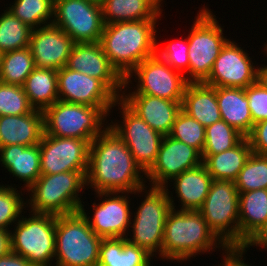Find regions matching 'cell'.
<instances>
[{"label": "cell", "mask_w": 267, "mask_h": 266, "mask_svg": "<svg viewBox=\"0 0 267 266\" xmlns=\"http://www.w3.org/2000/svg\"><path fill=\"white\" fill-rule=\"evenodd\" d=\"M145 180L146 173L109 126L91 141L86 187L94 192L133 193L147 185Z\"/></svg>", "instance_id": "1"}, {"label": "cell", "mask_w": 267, "mask_h": 266, "mask_svg": "<svg viewBox=\"0 0 267 266\" xmlns=\"http://www.w3.org/2000/svg\"><path fill=\"white\" fill-rule=\"evenodd\" d=\"M159 21L161 19L105 24L100 44L112 66L124 79L141 62L156 55Z\"/></svg>", "instance_id": "2"}, {"label": "cell", "mask_w": 267, "mask_h": 266, "mask_svg": "<svg viewBox=\"0 0 267 266\" xmlns=\"http://www.w3.org/2000/svg\"><path fill=\"white\" fill-rule=\"evenodd\" d=\"M226 246L209 229L204 217L195 210L171 209L164 225L161 260L180 264Z\"/></svg>", "instance_id": "3"}, {"label": "cell", "mask_w": 267, "mask_h": 266, "mask_svg": "<svg viewBox=\"0 0 267 266\" xmlns=\"http://www.w3.org/2000/svg\"><path fill=\"white\" fill-rule=\"evenodd\" d=\"M86 173L87 171H69L41 174L26 190V195H29L26 196L28 212L54 216L78 212L81 205L86 203L82 198L84 189L87 188Z\"/></svg>", "instance_id": "4"}, {"label": "cell", "mask_w": 267, "mask_h": 266, "mask_svg": "<svg viewBox=\"0 0 267 266\" xmlns=\"http://www.w3.org/2000/svg\"><path fill=\"white\" fill-rule=\"evenodd\" d=\"M133 194L135 196L138 194L137 197H142V200L139 202L141 204L136 206V211L132 212L131 229H129L126 239L144 248L154 257V261L157 256L161 261L164 225L167 215L172 209L168 192L165 187H149L147 185Z\"/></svg>", "instance_id": "5"}, {"label": "cell", "mask_w": 267, "mask_h": 266, "mask_svg": "<svg viewBox=\"0 0 267 266\" xmlns=\"http://www.w3.org/2000/svg\"><path fill=\"white\" fill-rule=\"evenodd\" d=\"M113 107H91L62 100L43 110L44 134L76 138L89 143L109 125ZM112 111V112H111Z\"/></svg>", "instance_id": "6"}, {"label": "cell", "mask_w": 267, "mask_h": 266, "mask_svg": "<svg viewBox=\"0 0 267 266\" xmlns=\"http://www.w3.org/2000/svg\"><path fill=\"white\" fill-rule=\"evenodd\" d=\"M194 20L187 34L189 70L184 76L189 83H200L209 77L216 58L230 38L224 36L223 24H219L207 5L199 8Z\"/></svg>", "instance_id": "7"}, {"label": "cell", "mask_w": 267, "mask_h": 266, "mask_svg": "<svg viewBox=\"0 0 267 266\" xmlns=\"http://www.w3.org/2000/svg\"><path fill=\"white\" fill-rule=\"evenodd\" d=\"M102 239L80 211L56 216L54 266H96Z\"/></svg>", "instance_id": "8"}, {"label": "cell", "mask_w": 267, "mask_h": 266, "mask_svg": "<svg viewBox=\"0 0 267 266\" xmlns=\"http://www.w3.org/2000/svg\"><path fill=\"white\" fill-rule=\"evenodd\" d=\"M25 212L11 229V251L33 266H54L56 216Z\"/></svg>", "instance_id": "9"}, {"label": "cell", "mask_w": 267, "mask_h": 266, "mask_svg": "<svg viewBox=\"0 0 267 266\" xmlns=\"http://www.w3.org/2000/svg\"><path fill=\"white\" fill-rule=\"evenodd\" d=\"M198 211L225 246H239V192L235 181L213 180Z\"/></svg>", "instance_id": "10"}, {"label": "cell", "mask_w": 267, "mask_h": 266, "mask_svg": "<svg viewBox=\"0 0 267 266\" xmlns=\"http://www.w3.org/2000/svg\"><path fill=\"white\" fill-rule=\"evenodd\" d=\"M188 83L183 74L172 69L156 54L141 62L126 77L122 94H146L182 102Z\"/></svg>", "instance_id": "11"}, {"label": "cell", "mask_w": 267, "mask_h": 266, "mask_svg": "<svg viewBox=\"0 0 267 266\" xmlns=\"http://www.w3.org/2000/svg\"><path fill=\"white\" fill-rule=\"evenodd\" d=\"M116 106L121 119H109L108 126L126 144L134 160L146 173L155 163L164 136L151 128L120 98L115 101L113 109Z\"/></svg>", "instance_id": "12"}, {"label": "cell", "mask_w": 267, "mask_h": 266, "mask_svg": "<svg viewBox=\"0 0 267 266\" xmlns=\"http://www.w3.org/2000/svg\"><path fill=\"white\" fill-rule=\"evenodd\" d=\"M94 194L98 200H94L92 207H89L92 210L86 212L87 206L84 203L79 210L87 219L93 232L102 238H126L132 212H134L131 209L134 207V202L131 205L130 194L132 193L95 192ZM89 212L92 214L89 215Z\"/></svg>", "instance_id": "13"}, {"label": "cell", "mask_w": 267, "mask_h": 266, "mask_svg": "<svg viewBox=\"0 0 267 266\" xmlns=\"http://www.w3.org/2000/svg\"><path fill=\"white\" fill-rule=\"evenodd\" d=\"M52 23L74 43L100 42L105 26L101 5L87 0H54Z\"/></svg>", "instance_id": "14"}, {"label": "cell", "mask_w": 267, "mask_h": 266, "mask_svg": "<svg viewBox=\"0 0 267 266\" xmlns=\"http://www.w3.org/2000/svg\"><path fill=\"white\" fill-rule=\"evenodd\" d=\"M230 39L216 58L209 77L203 82L211 87L243 88L260 79L259 63L253 61L249 51ZM241 46V47H240ZM255 62V63H253Z\"/></svg>", "instance_id": "15"}, {"label": "cell", "mask_w": 267, "mask_h": 266, "mask_svg": "<svg viewBox=\"0 0 267 266\" xmlns=\"http://www.w3.org/2000/svg\"><path fill=\"white\" fill-rule=\"evenodd\" d=\"M41 174L87 171L90 143L43 134L39 143Z\"/></svg>", "instance_id": "16"}, {"label": "cell", "mask_w": 267, "mask_h": 266, "mask_svg": "<svg viewBox=\"0 0 267 266\" xmlns=\"http://www.w3.org/2000/svg\"><path fill=\"white\" fill-rule=\"evenodd\" d=\"M202 164L201 154L169 135L164 136L153 166L146 172L149 186L165 187L174 177Z\"/></svg>", "instance_id": "17"}, {"label": "cell", "mask_w": 267, "mask_h": 266, "mask_svg": "<svg viewBox=\"0 0 267 266\" xmlns=\"http://www.w3.org/2000/svg\"><path fill=\"white\" fill-rule=\"evenodd\" d=\"M66 67L99 79L117 98L125 79L112 66L100 42L74 43Z\"/></svg>", "instance_id": "18"}, {"label": "cell", "mask_w": 267, "mask_h": 266, "mask_svg": "<svg viewBox=\"0 0 267 266\" xmlns=\"http://www.w3.org/2000/svg\"><path fill=\"white\" fill-rule=\"evenodd\" d=\"M59 100L91 107H113L118 99L99 79L71 70L57 71Z\"/></svg>", "instance_id": "19"}, {"label": "cell", "mask_w": 267, "mask_h": 266, "mask_svg": "<svg viewBox=\"0 0 267 266\" xmlns=\"http://www.w3.org/2000/svg\"><path fill=\"white\" fill-rule=\"evenodd\" d=\"M73 44L72 38L53 23L32 29L29 49L35 68L58 71L65 67Z\"/></svg>", "instance_id": "20"}, {"label": "cell", "mask_w": 267, "mask_h": 266, "mask_svg": "<svg viewBox=\"0 0 267 266\" xmlns=\"http://www.w3.org/2000/svg\"><path fill=\"white\" fill-rule=\"evenodd\" d=\"M120 99L151 128L163 136L170 134L182 102L146 94H121Z\"/></svg>", "instance_id": "21"}, {"label": "cell", "mask_w": 267, "mask_h": 266, "mask_svg": "<svg viewBox=\"0 0 267 266\" xmlns=\"http://www.w3.org/2000/svg\"><path fill=\"white\" fill-rule=\"evenodd\" d=\"M212 181L213 178L207 172L203 164L194 169L186 170L180 175L174 177L165 186L171 202V207L176 210L198 211L203 206ZM172 185L173 187L171 189L174 188L176 194L174 193V190L170 191L168 189ZM172 194H175L176 197ZM175 200H179L178 203H181L178 205L179 208L174 202Z\"/></svg>", "instance_id": "22"}, {"label": "cell", "mask_w": 267, "mask_h": 266, "mask_svg": "<svg viewBox=\"0 0 267 266\" xmlns=\"http://www.w3.org/2000/svg\"><path fill=\"white\" fill-rule=\"evenodd\" d=\"M44 134L43 111L34 109L24 115L0 116V147L9 145L33 146Z\"/></svg>", "instance_id": "23"}, {"label": "cell", "mask_w": 267, "mask_h": 266, "mask_svg": "<svg viewBox=\"0 0 267 266\" xmlns=\"http://www.w3.org/2000/svg\"><path fill=\"white\" fill-rule=\"evenodd\" d=\"M0 165L27 190L41 175L40 146L9 145L0 147Z\"/></svg>", "instance_id": "24"}, {"label": "cell", "mask_w": 267, "mask_h": 266, "mask_svg": "<svg viewBox=\"0 0 267 266\" xmlns=\"http://www.w3.org/2000/svg\"><path fill=\"white\" fill-rule=\"evenodd\" d=\"M267 222V189L239 193V246H246Z\"/></svg>", "instance_id": "25"}, {"label": "cell", "mask_w": 267, "mask_h": 266, "mask_svg": "<svg viewBox=\"0 0 267 266\" xmlns=\"http://www.w3.org/2000/svg\"><path fill=\"white\" fill-rule=\"evenodd\" d=\"M182 110L205 128L222 120L216 99V87L188 83L182 100Z\"/></svg>", "instance_id": "26"}, {"label": "cell", "mask_w": 267, "mask_h": 266, "mask_svg": "<svg viewBox=\"0 0 267 266\" xmlns=\"http://www.w3.org/2000/svg\"><path fill=\"white\" fill-rule=\"evenodd\" d=\"M164 0H103L105 24L146 19H162ZM163 5V6H162Z\"/></svg>", "instance_id": "27"}, {"label": "cell", "mask_w": 267, "mask_h": 266, "mask_svg": "<svg viewBox=\"0 0 267 266\" xmlns=\"http://www.w3.org/2000/svg\"><path fill=\"white\" fill-rule=\"evenodd\" d=\"M216 99L222 120L233 126L244 137H247L254 124L245 89L216 87Z\"/></svg>", "instance_id": "28"}, {"label": "cell", "mask_w": 267, "mask_h": 266, "mask_svg": "<svg viewBox=\"0 0 267 266\" xmlns=\"http://www.w3.org/2000/svg\"><path fill=\"white\" fill-rule=\"evenodd\" d=\"M153 258L126 238H103L96 266H153Z\"/></svg>", "instance_id": "29"}, {"label": "cell", "mask_w": 267, "mask_h": 266, "mask_svg": "<svg viewBox=\"0 0 267 266\" xmlns=\"http://www.w3.org/2000/svg\"><path fill=\"white\" fill-rule=\"evenodd\" d=\"M252 154L247 137L235 147L215 155H201L202 164L213 180L235 181Z\"/></svg>", "instance_id": "30"}, {"label": "cell", "mask_w": 267, "mask_h": 266, "mask_svg": "<svg viewBox=\"0 0 267 266\" xmlns=\"http://www.w3.org/2000/svg\"><path fill=\"white\" fill-rule=\"evenodd\" d=\"M57 70L35 68L22 85L30 104L39 110L59 100Z\"/></svg>", "instance_id": "31"}, {"label": "cell", "mask_w": 267, "mask_h": 266, "mask_svg": "<svg viewBox=\"0 0 267 266\" xmlns=\"http://www.w3.org/2000/svg\"><path fill=\"white\" fill-rule=\"evenodd\" d=\"M34 69L29 47L1 54L0 81L3 83L22 86Z\"/></svg>", "instance_id": "32"}, {"label": "cell", "mask_w": 267, "mask_h": 266, "mask_svg": "<svg viewBox=\"0 0 267 266\" xmlns=\"http://www.w3.org/2000/svg\"><path fill=\"white\" fill-rule=\"evenodd\" d=\"M11 3L4 8L32 29L53 22L54 0H14Z\"/></svg>", "instance_id": "33"}, {"label": "cell", "mask_w": 267, "mask_h": 266, "mask_svg": "<svg viewBox=\"0 0 267 266\" xmlns=\"http://www.w3.org/2000/svg\"><path fill=\"white\" fill-rule=\"evenodd\" d=\"M32 28L7 8L0 14V53L29 47Z\"/></svg>", "instance_id": "34"}, {"label": "cell", "mask_w": 267, "mask_h": 266, "mask_svg": "<svg viewBox=\"0 0 267 266\" xmlns=\"http://www.w3.org/2000/svg\"><path fill=\"white\" fill-rule=\"evenodd\" d=\"M15 185L0 183V229L11 230V226L16 224L21 215L27 213L26 197L23 195L26 190Z\"/></svg>", "instance_id": "35"}, {"label": "cell", "mask_w": 267, "mask_h": 266, "mask_svg": "<svg viewBox=\"0 0 267 266\" xmlns=\"http://www.w3.org/2000/svg\"><path fill=\"white\" fill-rule=\"evenodd\" d=\"M244 136L224 120L205 128V145L201 155H215L235 147Z\"/></svg>", "instance_id": "36"}, {"label": "cell", "mask_w": 267, "mask_h": 266, "mask_svg": "<svg viewBox=\"0 0 267 266\" xmlns=\"http://www.w3.org/2000/svg\"><path fill=\"white\" fill-rule=\"evenodd\" d=\"M235 186L239 193L267 189V155L252 153L240 170Z\"/></svg>", "instance_id": "37"}, {"label": "cell", "mask_w": 267, "mask_h": 266, "mask_svg": "<svg viewBox=\"0 0 267 266\" xmlns=\"http://www.w3.org/2000/svg\"><path fill=\"white\" fill-rule=\"evenodd\" d=\"M169 136L186 143L202 154L205 145V127L183 110L177 115Z\"/></svg>", "instance_id": "38"}, {"label": "cell", "mask_w": 267, "mask_h": 266, "mask_svg": "<svg viewBox=\"0 0 267 266\" xmlns=\"http://www.w3.org/2000/svg\"><path fill=\"white\" fill-rule=\"evenodd\" d=\"M34 109L22 86L0 81V116L24 115Z\"/></svg>", "instance_id": "39"}, {"label": "cell", "mask_w": 267, "mask_h": 266, "mask_svg": "<svg viewBox=\"0 0 267 266\" xmlns=\"http://www.w3.org/2000/svg\"><path fill=\"white\" fill-rule=\"evenodd\" d=\"M177 40V41H176ZM175 41L166 43L165 47H160L157 40L156 54L166 62L172 69L185 75L189 70V57H188V37L186 39L178 38ZM159 45V46H158Z\"/></svg>", "instance_id": "40"}, {"label": "cell", "mask_w": 267, "mask_h": 266, "mask_svg": "<svg viewBox=\"0 0 267 266\" xmlns=\"http://www.w3.org/2000/svg\"><path fill=\"white\" fill-rule=\"evenodd\" d=\"M253 124L267 119V86L259 79L245 88Z\"/></svg>", "instance_id": "41"}, {"label": "cell", "mask_w": 267, "mask_h": 266, "mask_svg": "<svg viewBox=\"0 0 267 266\" xmlns=\"http://www.w3.org/2000/svg\"><path fill=\"white\" fill-rule=\"evenodd\" d=\"M247 139L252 153L267 155V119L254 124Z\"/></svg>", "instance_id": "42"}, {"label": "cell", "mask_w": 267, "mask_h": 266, "mask_svg": "<svg viewBox=\"0 0 267 266\" xmlns=\"http://www.w3.org/2000/svg\"><path fill=\"white\" fill-rule=\"evenodd\" d=\"M250 250L248 247L244 246H226L220 253H222L221 266H251L249 262L246 263L245 254ZM222 251V252H221ZM249 263V264H248ZM254 266V264H253Z\"/></svg>", "instance_id": "43"}, {"label": "cell", "mask_w": 267, "mask_h": 266, "mask_svg": "<svg viewBox=\"0 0 267 266\" xmlns=\"http://www.w3.org/2000/svg\"><path fill=\"white\" fill-rule=\"evenodd\" d=\"M0 266H33L29 260L17 253L10 252L9 254L0 257Z\"/></svg>", "instance_id": "44"}, {"label": "cell", "mask_w": 267, "mask_h": 266, "mask_svg": "<svg viewBox=\"0 0 267 266\" xmlns=\"http://www.w3.org/2000/svg\"><path fill=\"white\" fill-rule=\"evenodd\" d=\"M249 249L251 247L258 248L261 252L262 250L267 251V222L265 226L260 230V232L246 245Z\"/></svg>", "instance_id": "45"}, {"label": "cell", "mask_w": 267, "mask_h": 266, "mask_svg": "<svg viewBox=\"0 0 267 266\" xmlns=\"http://www.w3.org/2000/svg\"><path fill=\"white\" fill-rule=\"evenodd\" d=\"M11 252V231L0 229V257Z\"/></svg>", "instance_id": "46"}, {"label": "cell", "mask_w": 267, "mask_h": 266, "mask_svg": "<svg viewBox=\"0 0 267 266\" xmlns=\"http://www.w3.org/2000/svg\"><path fill=\"white\" fill-rule=\"evenodd\" d=\"M260 79L267 86V65L261 64V67H260Z\"/></svg>", "instance_id": "47"}, {"label": "cell", "mask_w": 267, "mask_h": 266, "mask_svg": "<svg viewBox=\"0 0 267 266\" xmlns=\"http://www.w3.org/2000/svg\"><path fill=\"white\" fill-rule=\"evenodd\" d=\"M262 46H263L262 48H264V49H261V52H264L262 54L263 55L265 54V56L267 57V40H266V42Z\"/></svg>", "instance_id": "48"}, {"label": "cell", "mask_w": 267, "mask_h": 266, "mask_svg": "<svg viewBox=\"0 0 267 266\" xmlns=\"http://www.w3.org/2000/svg\"><path fill=\"white\" fill-rule=\"evenodd\" d=\"M87 1H90V2H93V3H96V4H99L101 5L103 0H87Z\"/></svg>", "instance_id": "49"}]
</instances>
